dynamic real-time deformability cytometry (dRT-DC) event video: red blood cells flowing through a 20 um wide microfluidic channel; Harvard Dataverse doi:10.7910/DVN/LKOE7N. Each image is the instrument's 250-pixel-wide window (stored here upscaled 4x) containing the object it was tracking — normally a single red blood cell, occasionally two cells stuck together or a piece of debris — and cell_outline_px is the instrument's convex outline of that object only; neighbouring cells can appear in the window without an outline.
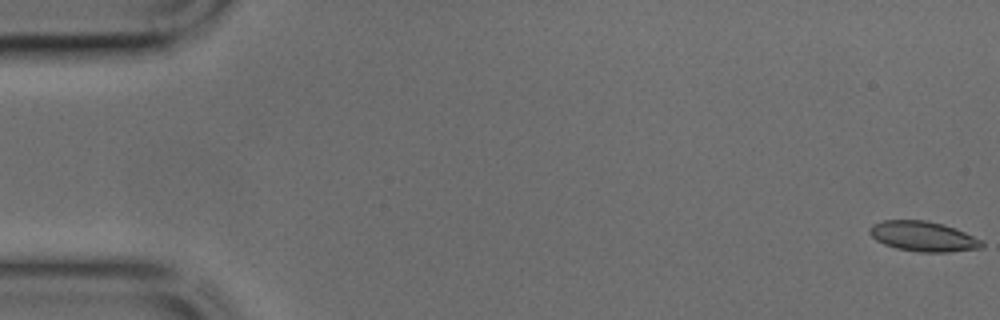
{"species": "common noctule bat (a hibernating species)", "species_latin": "Nyctalus noctula", "temperature_condition": "cold", "stored_images_in_passage": 7, "camera_frame_rate_fps": 3000, "um_per_image_px": 0.085, "animal": {"sex": "male", "body_mass_g": 17.9, "forearm_length_mm": 54.2}, "frame": {"image": 1, "passage_image": 1, "time_ms": 0.0, "image_size_px": [1000, 320], "cell_outline_px": [[984, 244], [980, 248], [948, 252], [920, 252], [896, 248], [884, 244], [876, 240], [868, 232], [868, 228], [872, 224], [884, 220], [924, 220], [944, 224], [956, 228], [984, 240]], "centroid_in_image_um": [78.48, 20.08], "position_along_channel_um": 6.5, "area_um2": 19.83}}